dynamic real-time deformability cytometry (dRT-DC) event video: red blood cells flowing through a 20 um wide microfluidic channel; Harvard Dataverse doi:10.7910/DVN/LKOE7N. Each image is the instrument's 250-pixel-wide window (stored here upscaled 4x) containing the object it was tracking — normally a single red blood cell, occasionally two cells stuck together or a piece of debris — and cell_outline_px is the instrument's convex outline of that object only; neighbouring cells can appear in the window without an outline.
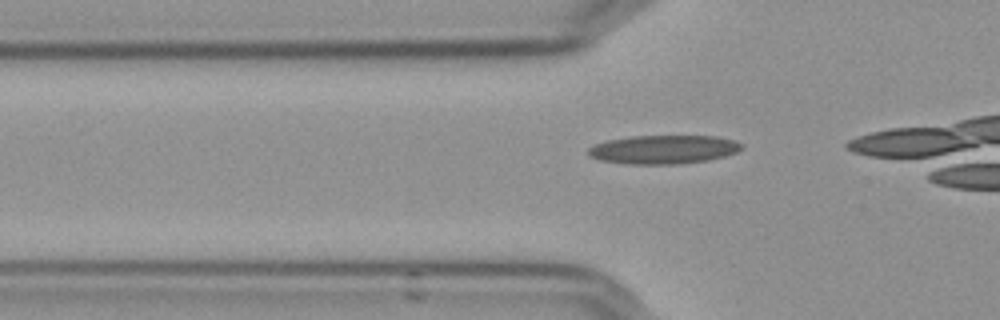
{"species": "Egyptian fruit bat (a non-hibernating species)", "species_latin": "Rousettus aegyptiacus", "temperature_condition": "cold", "stored_images_in_passage": 9, "camera_frame_rate_fps": 3000, "um_per_image_px": 0.085, "frame": {"image": 1, "passage_image": 3, "time_ms": 0.667, "image_size_px": [1000, 320], "cell_outline_px": [[744, 144], [736, 152], [724, 156], [708, 160], [676, 164], [628, 164], [600, 160], [588, 156], [588, 148], [596, 144], [608, 140], [632, 136], [716, 136], [732, 140]], "centroid_in_image_um": [56.37, 12.7], "position_along_channel_um": 69.4, "area_um2": 25.49}}
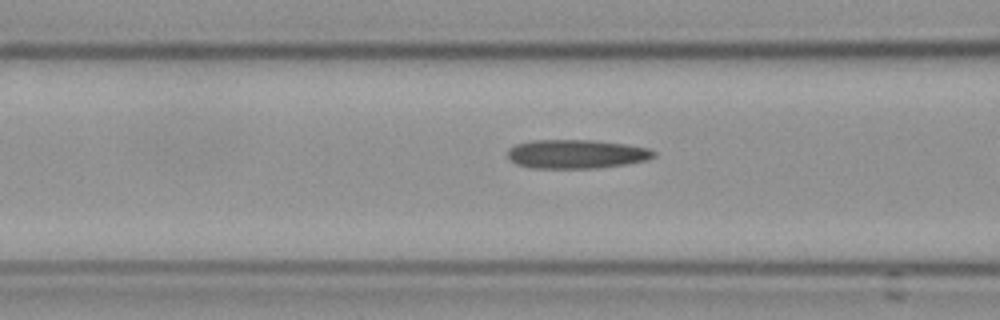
{"frame": {"image": 2, "passage_image": 7, "time_ms": 2.0, "image_size_px": [1000, 320], "cell_outline_px": [[656, 156], [648, 160], [624, 164], [596, 168], [532, 168], [516, 164], [508, 156], [508, 148], [516, 144], [532, 140], [596, 140], [628, 144], [648, 148], [656, 152]], "centroid_in_image_um": [49.01, 13.08], "position_along_channel_um": 117.6, "area_um2": 24.74}}